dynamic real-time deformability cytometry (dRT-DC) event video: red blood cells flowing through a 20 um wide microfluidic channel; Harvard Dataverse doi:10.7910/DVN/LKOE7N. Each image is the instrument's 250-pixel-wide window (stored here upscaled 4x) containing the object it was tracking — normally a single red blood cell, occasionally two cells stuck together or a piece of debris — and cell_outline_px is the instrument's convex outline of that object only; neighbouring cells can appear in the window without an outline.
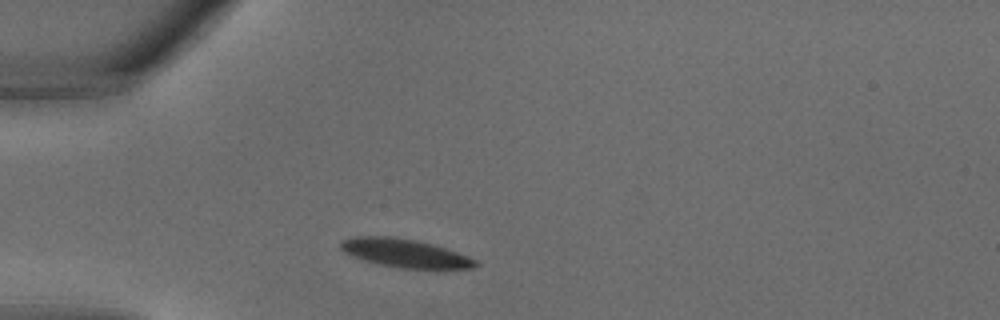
{"species": "common noctule bat (a hibernating species)", "species_latin": "Nyctalus noctula", "temperature_condition": "warm", "stored_images_in_passage": 27, "camera_frame_rate_fps": 3000, "um_per_image_px": 0.085, "animal": {"sex": "male", "body_mass_g": 18.8}, "frame": {"image": 1, "passage_image": 3, "time_ms": 0.667, "image_size_px": [1000, 320], "cell_outline_px": [[480, 264], [476, 268], [400, 268], [380, 264], [364, 260], [352, 256], [344, 252], [340, 248], [340, 244], [344, 240], [352, 236], [392, 236], [416, 240], [432, 244], [468, 256], [476, 260]], "centroid_in_image_um": [34.41, 21.51], "position_along_channel_um": 50.6, "area_um2": 22.14}}
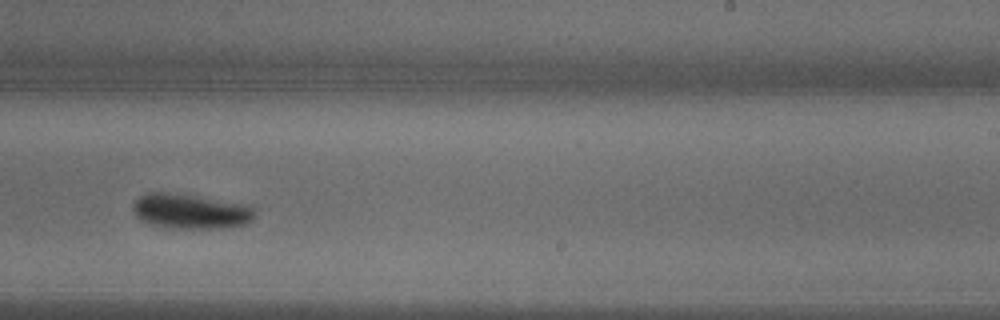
{"frame": {"image": 2, "passage_image": 15, "time_ms": 4.667, "image_size_px": [1000, 320], "cell_outline_px": [[252, 216], [244, 224], [220, 228], [164, 228], [148, 224], [140, 220], [136, 216], [132, 208], [132, 204], [140, 196], [148, 192], [168, 192], [252, 204]], "centroid_in_image_um": [16.12, 17.95], "position_along_channel_um": 272.9, "area_um2": 24.85}}
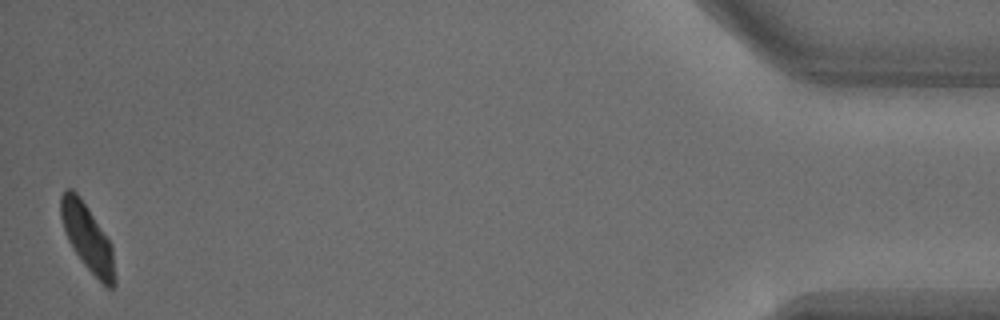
{"frame": {"image": 3, "passage_image": 27, "time_ms": 8.667, "image_size_px": [1000, 320], "cell_outline_px": [[116, 284], [112, 288], [108, 288], [84, 264], [72, 248], [68, 240], [60, 216], [60, 196], [68, 188], [72, 188], [80, 196], [112, 244], [116, 280]], "centroid_in_image_um": [7.44, 20.19], "position_along_channel_um": 427.8, "area_um2": 20.81}}